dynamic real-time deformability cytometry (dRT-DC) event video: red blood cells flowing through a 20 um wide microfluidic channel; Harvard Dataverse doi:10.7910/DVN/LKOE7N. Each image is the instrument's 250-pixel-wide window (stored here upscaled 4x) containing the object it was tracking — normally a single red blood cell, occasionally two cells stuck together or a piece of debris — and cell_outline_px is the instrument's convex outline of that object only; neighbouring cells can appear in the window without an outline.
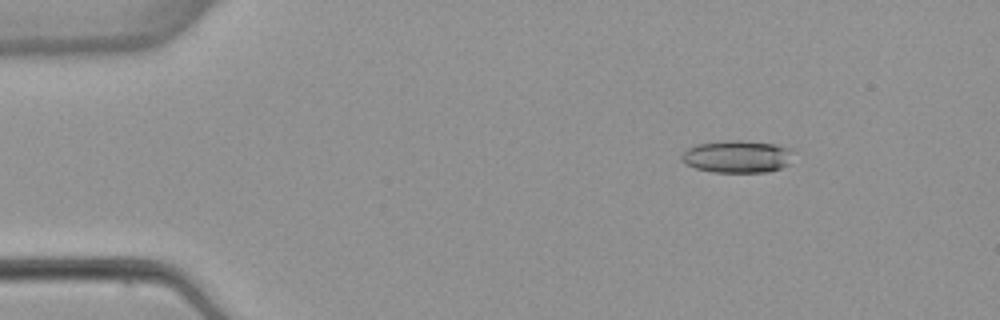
{"species": "common noctule bat (a hibernating species)", "species_latin": "Nyctalus noctula", "temperature_condition": "warm", "stored_images_in_passage": 4, "camera_frame_rate_fps": 3000, "um_per_image_px": 0.085, "animal": {"sex": "female", "body_mass_g": 22.7, "forearm_length_mm": 54.2}, "frame": {"image": 1, "passage_image": 2, "time_ms": 1.333, "image_size_px": [1000, 320], "cell_outline_px": [[792, 148], [788, 164], [780, 168], [768, 172], [712, 172], [696, 168], [680, 160], [680, 156], [684, 148], [696, 144], [724, 140], [740, 140], [776, 144]], "centroid_in_image_um": [62.61, 13.29], "position_along_channel_um": 22.4, "area_um2": 21.27}}
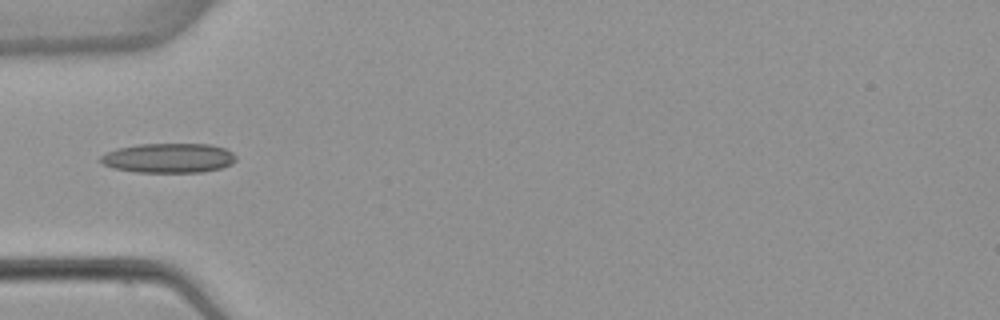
{"frame": {"image": 2, "passage_image": 4, "time_ms": 4.667, "image_size_px": [1000, 320], "cell_outline_px": [[236, 160], [232, 164], [220, 168], [204, 172], [136, 172], [112, 168], [104, 164], [100, 160], [100, 156], [104, 152], [116, 148], [140, 144], [208, 144], [224, 148], [232, 152], [236, 156]], "centroid_in_image_um": [14.31, 13.43], "position_along_channel_um": 70.7, "area_um2": 23.47}}